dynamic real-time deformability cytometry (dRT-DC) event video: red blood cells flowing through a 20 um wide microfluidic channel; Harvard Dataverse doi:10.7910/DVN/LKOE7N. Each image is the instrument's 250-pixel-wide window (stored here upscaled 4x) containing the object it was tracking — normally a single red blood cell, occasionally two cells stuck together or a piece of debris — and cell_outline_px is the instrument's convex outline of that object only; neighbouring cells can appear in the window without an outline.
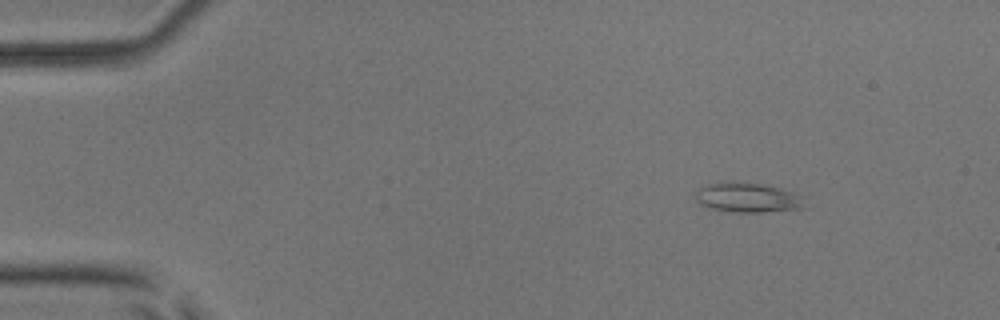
{"species": "common noctule bat (a hibernating species)", "species_latin": "Nyctalus noctula", "temperature_condition": "room temperature", "stored_images_in_passage": 7, "camera_frame_rate_fps": 3000, "um_per_image_px": 0.085, "animal": {"sex": "male", "body_mass_g": 17.9, "forearm_length_mm": 54.2}, "frame": {"image": 1, "passage_image": 1, "time_ms": 0.0, "image_size_px": [1000, 320], "cell_outline_px": [[804, 208], [760, 212], [732, 212], [712, 208], [700, 204], [696, 200], [696, 192], [704, 184], [720, 180], [732, 180], [760, 184], [780, 188], [792, 192], [800, 196]], "centroid_in_image_um": [63.46, 16.76], "position_along_channel_um": 21.5, "area_um2": 18.96}}
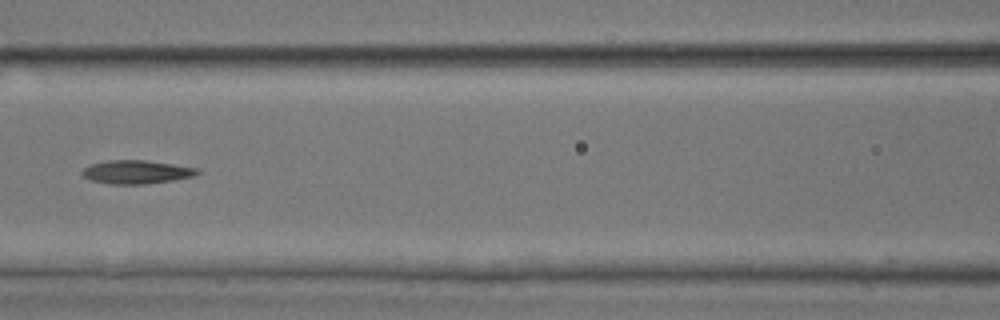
{"frame": {"image": 2, "passage_image": 5, "time_ms": 5.667, "image_size_px": [1000, 320], "cell_outline_px": [[200, 172], [192, 176], [172, 180], [144, 184], [108, 184], [88, 180], [84, 176], [84, 168], [88, 164], [108, 160], [144, 160], [200, 168]], "centroid_in_image_um": [11.57, 14.61], "position_along_channel_um": 155.0, "area_um2": 15.72}}
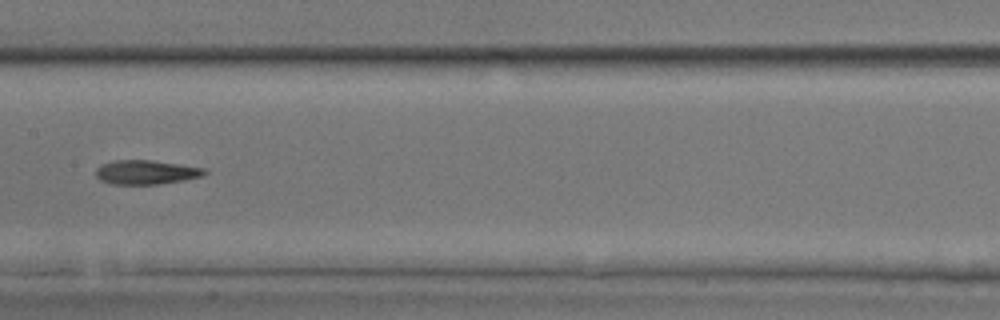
{"frame": {"image": 3, "passage_image": 6, "time_ms": 6.667, "image_size_px": [1000, 320], "cell_outline_px": [[208, 172], [200, 176], [184, 180], [160, 184], [112, 184], [100, 180], [96, 176], [96, 168], [104, 164], [116, 160], [152, 160], [204, 168]], "centroid_in_image_um": [12.41, 14.64], "position_along_channel_um": 195.0, "area_um2": 15.14}}